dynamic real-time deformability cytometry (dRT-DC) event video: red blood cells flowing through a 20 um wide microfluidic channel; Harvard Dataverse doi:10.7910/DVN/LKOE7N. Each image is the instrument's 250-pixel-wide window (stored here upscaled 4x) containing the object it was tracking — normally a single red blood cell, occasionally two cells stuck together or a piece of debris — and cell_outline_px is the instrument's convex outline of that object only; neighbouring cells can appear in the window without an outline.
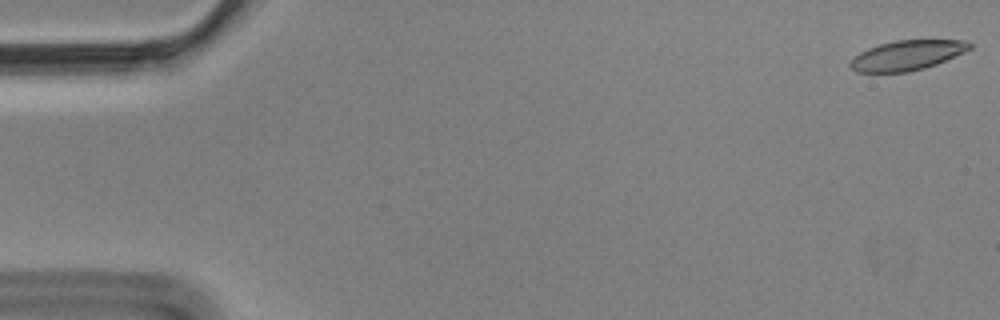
{"species": "Egyptian fruit bat (a non-hibernating species)", "species_latin": "Rousettus aegyptiacus", "temperature_condition": "cold", "stored_images_in_passage": 6, "segment_of_instrument_passage": [1, 2], "camera_frame_rate_fps": 3000, "um_per_image_px": 0.085, "animal": {"sex": "male"}, "frame": {"image": 1, "passage_image": 1, "time_ms": 0.0, "image_size_px": [1000, 320], "cell_outline_px": [[972, 48], [964, 52], [936, 64], [924, 68], [908, 72], [856, 72], [848, 64], [860, 52], [868, 48], [880, 44], [896, 40], [968, 40], [972, 44]], "centroid_in_image_um": [77.12, 4.69], "position_along_channel_um": 7.9, "area_um2": 20.63}}
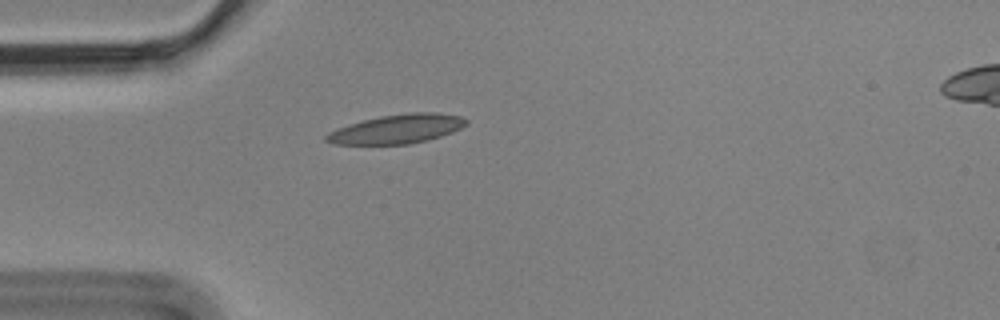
{"frame": {"image": 2, "passage_image": 5, "time_ms": 1.333, "image_size_px": [1000, 320], "cell_outline_px": [[468, 124], [452, 132], [428, 140], [408, 144], [332, 144], [324, 140], [324, 136], [328, 132], [336, 128], [348, 124], [380, 116], [408, 112], [436, 112], [460, 116], [468, 120]], "centroid_in_image_um": [33.72, 10.96], "position_along_channel_um": 51.3, "area_um2": 23.81}}